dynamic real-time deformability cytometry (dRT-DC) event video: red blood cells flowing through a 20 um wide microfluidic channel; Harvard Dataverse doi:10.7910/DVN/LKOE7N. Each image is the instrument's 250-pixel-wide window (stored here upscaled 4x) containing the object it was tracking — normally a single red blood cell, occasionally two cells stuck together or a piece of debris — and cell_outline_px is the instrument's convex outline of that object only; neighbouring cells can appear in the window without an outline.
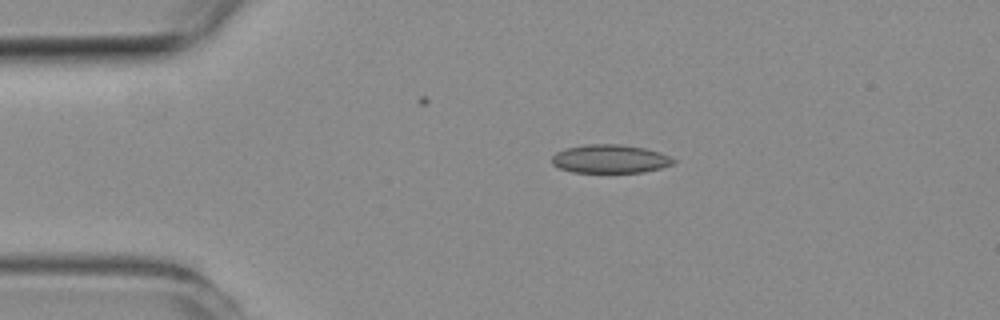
{"species": "common noctule bat (a hibernating species)", "species_latin": "Nyctalus noctula", "temperature_condition": "room temperature", "stored_images_in_passage": 42, "camera_frame_rate_fps": 3000, "um_per_image_px": 0.085, "animal": {"sex": "female", "body_mass_g": 19.3, "forearm_length_mm": 54.1}, "frame": {"image": 1, "passage_image": 1, "time_ms": 0.0, "image_size_px": [1000, 320], "cell_outline_px": [[672, 164], [660, 168], [640, 172], [576, 172], [560, 168], [552, 164], [552, 156], [568, 148], [592, 144], [612, 144], [644, 148], [668, 156], [672, 160]], "centroid_in_image_um": [51.82, 13.52], "position_along_channel_um": 33.2, "area_um2": 19.36}}
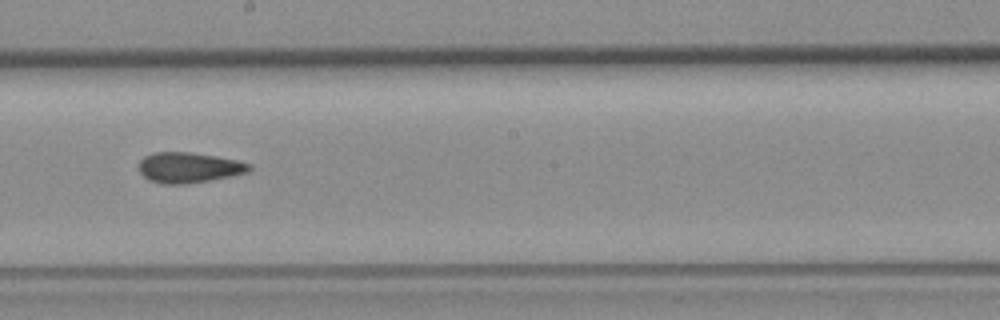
{"frame": {"image": 2, "passage_image": 19, "time_ms": 6.0, "image_size_px": [1000, 320], "cell_outline_px": [[248, 168], [244, 172], [208, 180], [180, 184], [168, 184], [152, 180], [144, 176], [140, 172], [140, 160], [144, 156], [156, 152], [184, 152], [212, 156], [232, 160], [248, 164]], "centroid_in_image_um": [15.93, 14.23], "position_along_channel_um": 232.3, "area_um2": 18.44}}
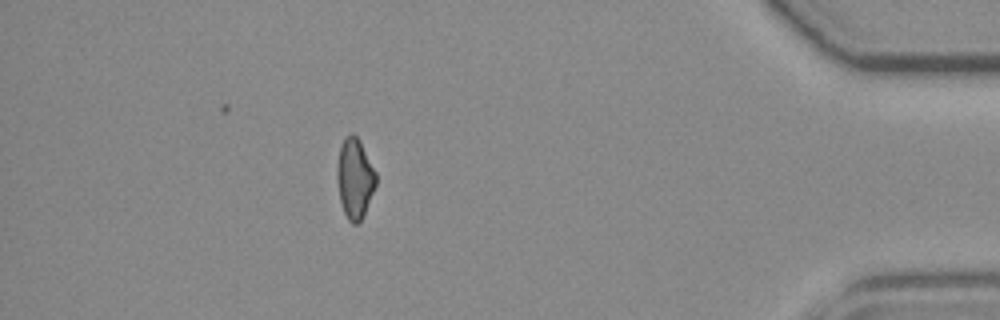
{"frame": {"image": 3, "passage_image": 36, "time_ms": 11.667, "image_size_px": [1000, 320], "cell_outline_px": [[376, 184], [364, 212], [360, 220], [356, 224], [352, 224], [348, 220], [344, 212], [340, 200], [336, 176], [336, 168], [340, 148], [344, 140], [352, 132], [356, 136], [376, 172]], "centroid_in_image_um": [30.13, 15.18], "position_along_channel_um": 405.1, "area_um2": 17.63}, "authors_computed_cell_mechanics": {"area_um2": 18.1492, "velocity_mm_per_s": 3.9861, "shape_relaxation_time_tau1_ms": null, "shape_relaxation_time_tau2_ms": 5.2416, "deformation_change_tau1": null, "deformation_change_tau2": 0.1503}}